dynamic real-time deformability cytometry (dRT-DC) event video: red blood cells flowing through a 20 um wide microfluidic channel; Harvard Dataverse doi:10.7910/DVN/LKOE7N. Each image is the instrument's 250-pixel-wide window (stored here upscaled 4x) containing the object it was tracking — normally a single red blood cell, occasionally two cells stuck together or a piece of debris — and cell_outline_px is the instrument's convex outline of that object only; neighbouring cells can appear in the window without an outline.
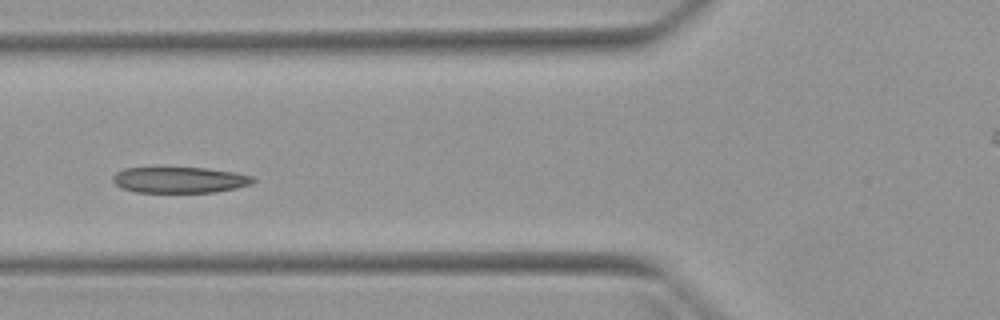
{"species": "Egyptian fruit bat (a non-hibernating species)", "species_latin": "Rousettus aegyptiacus", "temperature_condition": "warm", "stored_images_in_passage": 5, "camera_frame_rate_fps": 3000, "um_per_image_px": 0.085, "animal": {"sex": "female"}, "frame": {"image": 1, "passage_image": 4, "time_ms": 4.333, "image_size_px": [1000, 320], "cell_outline_px": [[256, 180], [252, 184], [236, 188], [216, 192], [136, 192], [120, 188], [112, 180], [112, 176], [116, 172], [124, 168], [208, 168], [236, 172], [252, 176]], "centroid_in_image_um": [15.28, 15.29], "position_along_channel_um": 110.5, "area_um2": 21.33}}
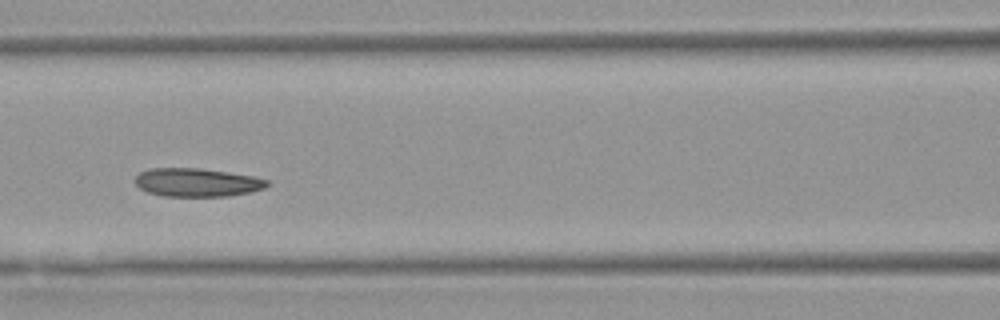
{"frame": {"image": 2, "passage_image": 5, "time_ms": 5.333, "image_size_px": [1000, 320], "cell_outline_px": [[268, 184], [264, 188], [248, 192], [228, 196], [164, 196], [148, 192], [140, 188], [136, 184], [136, 176], [140, 172], [148, 168], [200, 168], [228, 172], [252, 176], [268, 180]], "centroid_in_image_um": [16.72, 15.5], "position_along_channel_um": 149.9, "area_um2": 21.68}}